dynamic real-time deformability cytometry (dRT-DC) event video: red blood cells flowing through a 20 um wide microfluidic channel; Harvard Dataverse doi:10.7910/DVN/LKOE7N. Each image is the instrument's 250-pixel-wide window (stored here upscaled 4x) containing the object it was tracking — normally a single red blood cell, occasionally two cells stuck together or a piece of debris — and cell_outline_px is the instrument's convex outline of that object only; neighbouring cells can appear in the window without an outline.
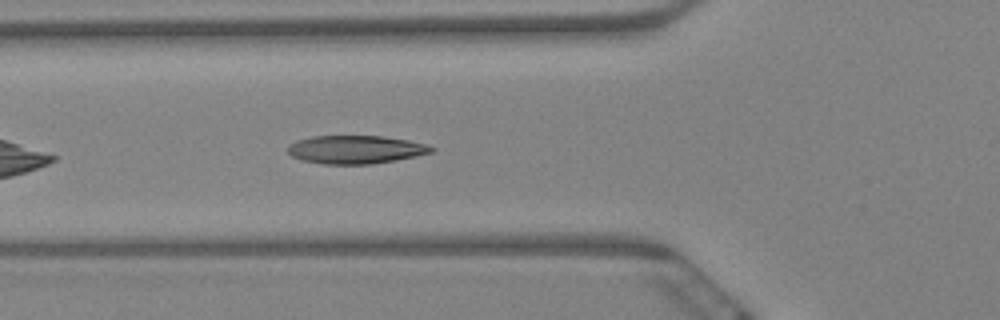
{"species": "Egyptian fruit bat (a non-hibernating species)", "species_latin": "Rousettus aegyptiacus", "temperature_condition": "warm", "stored_images_in_passage": 47, "camera_frame_rate_fps": 3000, "um_per_image_px": 0.085, "animal": {"sex": "female"}, "frame": {"image": 1, "passage_image": 7, "time_ms": 2.0, "image_size_px": [1000, 320], "cell_outline_px": [[436, 148], [432, 152], [416, 156], [396, 160], [372, 164], [324, 164], [300, 160], [292, 156], [288, 152], [288, 148], [296, 140], [312, 136], [380, 136], [408, 140], [428, 144]], "centroid_in_image_um": [30.25, 12.71], "position_along_channel_um": 95.6, "area_um2": 23.64}}
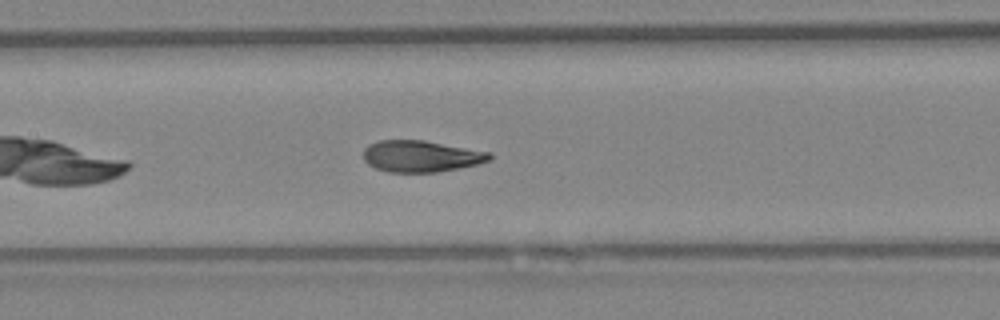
{"frame": {"image": 2, "passage_image": 14, "time_ms": 4.333, "image_size_px": [1000, 320], "cell_outline_px": [[492, 160], [476, 164], [436, 172], [388, 172], [376, 168], [368, 164], [364, 160], [364, 148], [368, 144], [380, 140], [424, 140], [492, 152]], "centroid_in_image_um": [35.79, 13.27], "position_along_channel_um": 171.6, "area_um2": 23.18}}
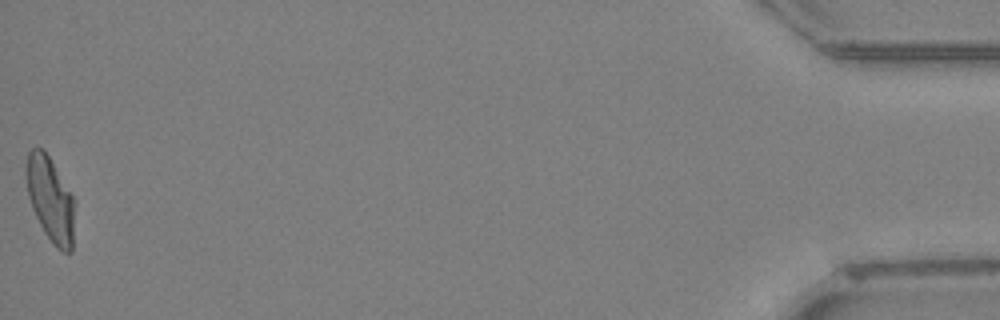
{"frame": {"image": 3, "passage_image": 47, "time_ms": 15.333, "image_size_px": [1000, 320], "cell_outline_px": [[76, 204], [72, 252], [64, 252], [56, 248], [44, 232], [32, 208], [28, 196], [24, 172], [24, 168], [28, 152], [32, 148], [44, 148], [72, 196]], "centroid_in_image_um": [4.27, 16.94], "position_along_channel_um": 430.9, "area_um2": 24.28}, "authors_computed_cell_mechanics": {"area_um2": 23.5824, "velocity_mm_per_s": 3.2572, "shape_relaxation_time_tau1_ms": 6.4768, "shape_relaxation_time_tau2_ms": 1.3215, "deformation_change_tau1": 0.2091, "deformation_change_tau2": 0.0579}}